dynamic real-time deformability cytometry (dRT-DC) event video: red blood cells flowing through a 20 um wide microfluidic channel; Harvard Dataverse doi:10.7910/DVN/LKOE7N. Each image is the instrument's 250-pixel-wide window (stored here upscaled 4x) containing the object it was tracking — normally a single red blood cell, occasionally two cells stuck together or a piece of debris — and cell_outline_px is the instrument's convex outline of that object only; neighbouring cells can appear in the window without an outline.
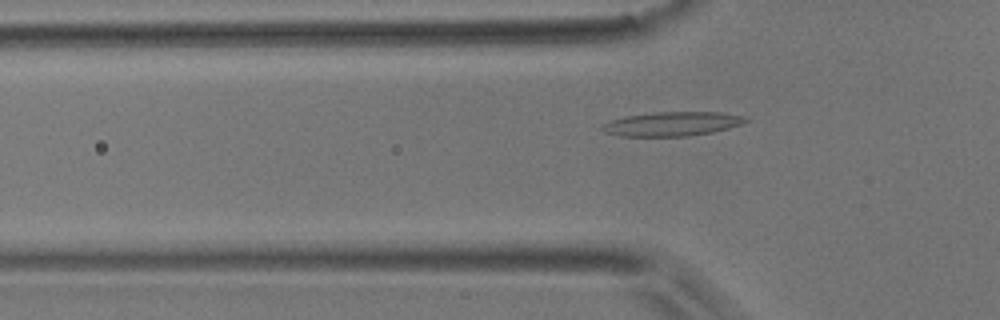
{"species": "common noctule bat (a hibernating species)", "species_latin": "Nyctalus noctula", "temperature_condition": "room temperature", "stored_images_in_passage": 44, "camera_frame_rate_fps": 3000, "um_per_image_px": 0.085, "animal": {"sex": "male", "body_mass_g": 17.9}, "frame": {"image": 1, "passage_image": 7, "time_ms": 2.0, "image_size_px": [1000, 320], "cell_outline_px": [[748, 120], [740, 124], [728, 128], [712, 132], [688, 136], [620, 136], [604, 132], [600, 128], [604, 124], [612, 120], [624, 116], [652, 112], [720, 112], [744, 116]], "centroid_in_image_um": [57.1, 10.52], "position_along_channel_um": 68.7, "area_um2": 20.11}}
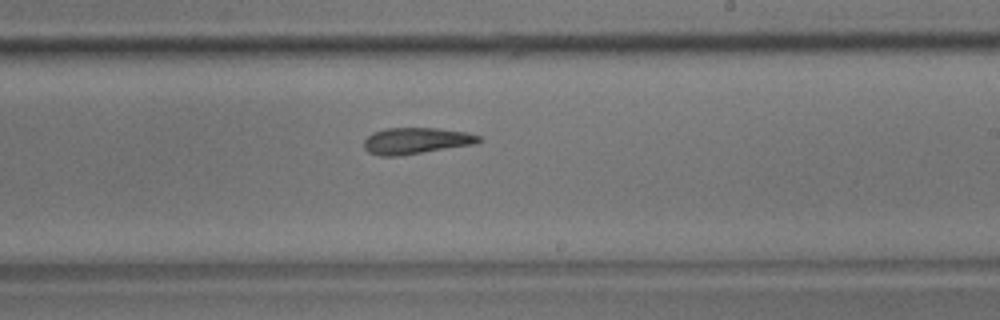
{"frame": {"image": 2, "passage_image": 22, "time_ms": 7.0, "image_size_px": [1000, 320], "cell_outline_px": [[484, 140], [476, 144], [396, 156], [380, 156], [368, 152], [364, 148], [364, 140], [372, 132], [388, 128], [436, 128], [464, 132], [480, 136]], "centroid_in_image_um": [35.36, 11.96], "position_along_channel_um": 253.6, "area_um2": 17.57}}
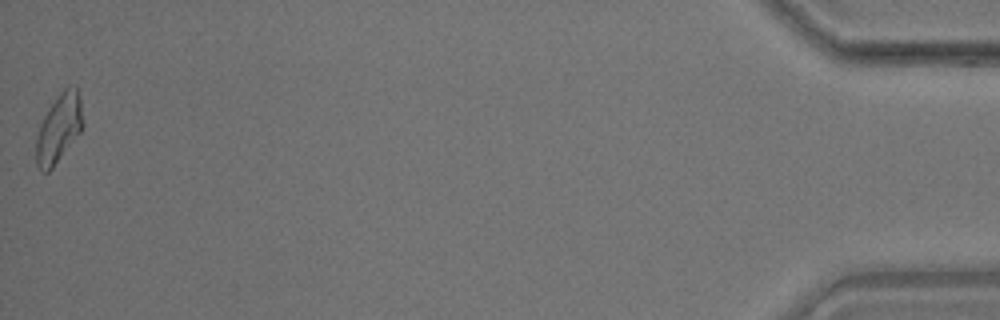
{"frame": {"image": 3, "passage_image": 44, "time_ms": 14.333, "image_size_px": [1000, 320], "cell_outline_px": [[84, 124], [80, 132], [52, 168], [48, 172], [40, 172], [36, 164], [36, 140], [40, 124], [48, 108], [60, 92], [68, 84], [76, 84], [80, 96], [84, 120]], "centroid_in_image_um": [5.02, 10.86], "position_along_channel_um": 430.2, "area_um2": 18.9}, "authors_computed_cell_mechanics": {"area_um2": 18.0336, "velocity_mm_per_s": 3.6915, "shape_relaxation_time_tau1_ms": 7.9806, "shape_relaxation_time_tau2_ms": 2.4808, "deformation_change_tau1": 0.2177, "deformation_change_tau2": 0.1118}}